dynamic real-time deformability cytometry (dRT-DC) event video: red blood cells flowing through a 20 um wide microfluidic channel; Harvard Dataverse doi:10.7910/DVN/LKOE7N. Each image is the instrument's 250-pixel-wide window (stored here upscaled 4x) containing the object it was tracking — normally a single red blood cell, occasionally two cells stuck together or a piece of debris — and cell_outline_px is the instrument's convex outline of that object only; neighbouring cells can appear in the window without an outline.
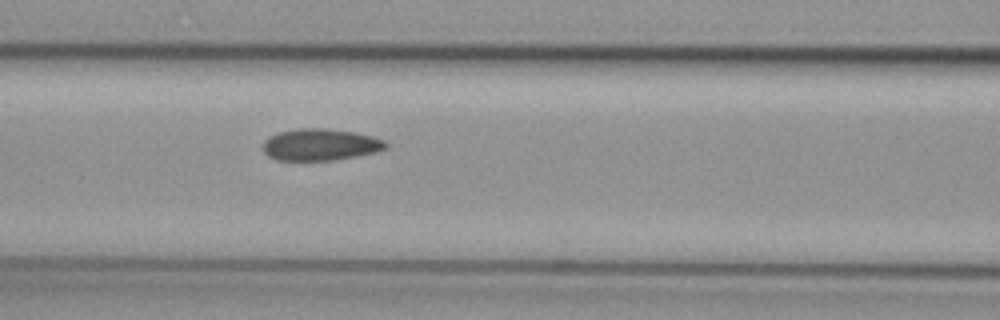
{"species": "common noctule bat (a hibernating species)", "species_latin": "Nyctalus noctula", "temperature_condition": "cold", "stored_images_in_passage": 4, "camera_frame_rate_fps": 3000, "um_per_image_px": 0.085, "animal": {"sex": "female", "body_mass_g": 29.2, "forearm_length_mm": 56.3}, "frame": {"image": 1, "passage_image": 4, "time_ms": 1.0, "image_size_px": [1000, 320], "cell_outline_px": [[388, 148], [376, 152], [336, 160], [276, 160], [268, 156], [264, 152], [264, 140], [268, 136], [280, 132], [300, 128], [324, 128], [356, 132], [372, 136], [384, 140], [388, 144]], "centroid_in_image_um": [27.25, 12.29], "position_along_channel_um": 139.4, "area_um2": 22.83}}